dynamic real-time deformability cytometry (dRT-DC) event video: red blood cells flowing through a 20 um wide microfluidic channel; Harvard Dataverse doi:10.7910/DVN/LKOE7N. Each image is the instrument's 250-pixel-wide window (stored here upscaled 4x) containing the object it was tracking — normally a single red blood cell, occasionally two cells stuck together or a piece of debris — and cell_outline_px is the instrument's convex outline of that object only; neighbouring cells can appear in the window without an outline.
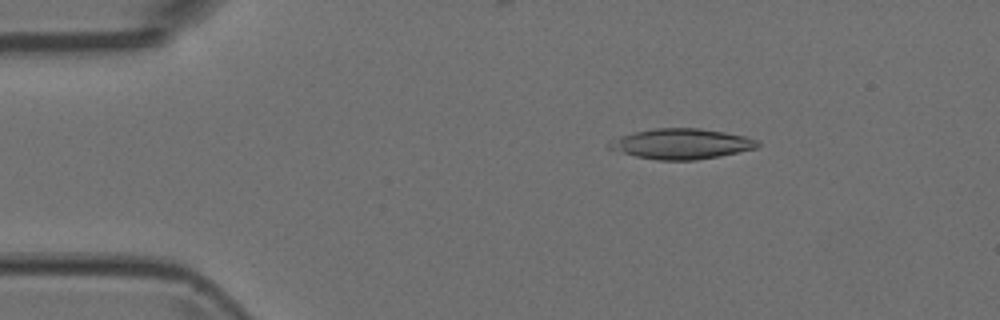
{"species": "Egyptian fruit bat (a non-hibernating species)", "species_latin": "Rousettus aegyptiacus", "temperature_condition": "room temperature", "stored_images_in_passage": 6, "camera_frame_rate_fps": 3000, "um_per_image_px": 0.085, "animal": {"sex": "female"}, "frame": {"image": 1, "passage_image": 3, "time_ms": 0.667, "image_size_px": [1000, 320], "cell_outline_px": [[760, 144], [756, 148], [720, 156], [696, 160], [656, 160], [636, 156], [608, 148], [608, 144], [620, 136], [652, 128], [700, 128], [724, 132], [744, 136], [760, 140]], "centroid_in_image_um": [57.96, 12.22], "position_along_channel_um": 27.0, "area_um2": 26.07}}
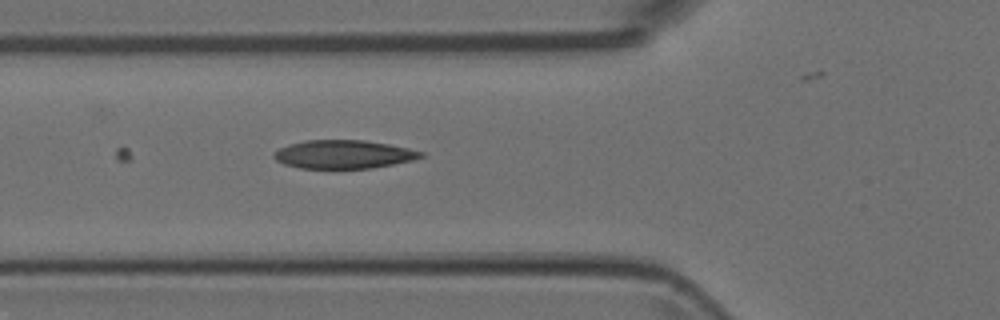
{"frame": {"image": 2, "passage_image": 6, "time_ms": 1.667, "image_size_px": [1000, 320], "cell_outline_px": [[428, 156], [412, 160], [372, 168], [300, 168], [284, 164], [276, 160], [272, 156], [272, 152], [280, 148], [304, 140], [364, 140], [388, 144], [408, 148], [424, 152]], "centroid_in_image_um": [29.22, 13.12], "position_along_channel_um": 96.6, "area_um2": 24.33}}